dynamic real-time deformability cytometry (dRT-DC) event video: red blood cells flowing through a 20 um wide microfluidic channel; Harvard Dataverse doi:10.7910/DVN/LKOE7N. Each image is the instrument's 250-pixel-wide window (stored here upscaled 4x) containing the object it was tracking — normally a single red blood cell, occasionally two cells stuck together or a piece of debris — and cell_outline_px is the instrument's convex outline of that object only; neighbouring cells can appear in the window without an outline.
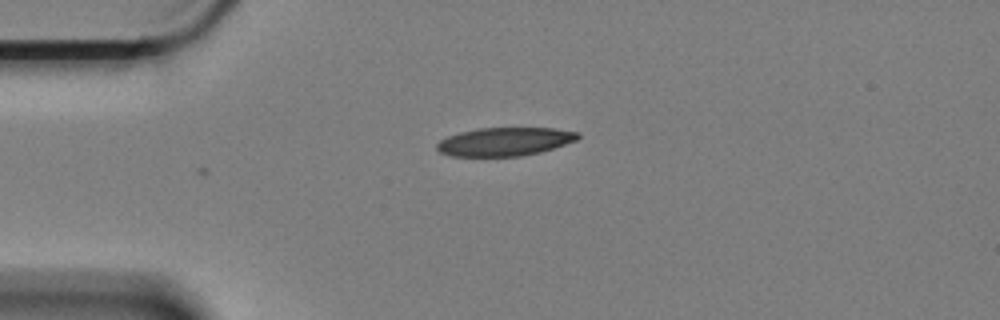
{"species": "Egyptian fruit bat (a non-hibernating species)", "species_latin": "Rousettus aegyptiacus", "temperature_condition": "cold", "stored_images_in_passage": 2, "camera_frame_rate_fps": 3000, "um_per_image_px": 0.085, "animal": {"sex": "female"}, "frame": {"image": 1, "passage_image": 2, "time_ms": 0.333, "image_size_px": [1000, 320], "cell_outline_px": [[580, 136], [576, 140], [540, 152], [520, 156], [452, 156], [440, 152], [436, 148], [436, 144], [440, 140], [448, 136], [460, 132], [480, 128], [552, 128], [580, 132]], "centroid_in_image_um": [42.89, 12.03], "position_along_channel_um": 42.1, "area_um2": 23.18}}